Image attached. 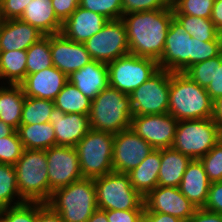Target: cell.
Wrapping results in <instances>:
<instances>
[{
	"mask_svg": "<svg viewBox=\"0 0 222 222\" xmlns=\"http://www.w3.org/2000/svg\"><path fill=\"white\" fill-rule=\"evenodd\" d=\"M173 18L172 7L123 15L130 54L158 61Z\"/></svg>",
	"mask_w": 222,
	"mask_h": 222,
	"instance_id": "6da1fadb",
	"label": "cell"
},
{
	"mask_svg": "<svg viewBox=\"0 0 222 222\" xmlns=\"http://www.w3.org/2000/svg\"><path fill=\"white\" fill-rule=\"evenodd\" d=\"M168 113L177 121L212 118L213 101L205 87L183 72H171Z\"/></svg>",
	"mask_w": 222,
	"mask_h": 222,
	"instance_id": "7a4b0ae2",
	"label": "cell"
},
{
	"mask_svg": "<svg viewBox=\"0 0 222 222\" xmlns=\"http://www.w3.org/2000/svg\"><path fill=\"white\" fill-rule=\"evenodd\" d=\"M133 116L130 96L108 86L92 101L89 112L91 129L116 134L130 128Z\"/></svg>",
	"mask_w": 222,
	"mask_h": 222,
	"instance_id": "3957f363",
	"label": "cell"
},
{
	"mask_svg": "<svg viewBox=\"0 0 222 222\" xmlns=\"http://www.w3.org/2000/svg\"><path fill=\"white\" fill-rule=\"evenodd\" d=\"M47 204L63 222H87L98 209L94 179L82 178L55 190Z\"/></svg>",
	"mask_w": 222,
	"mask_h": 222,
	"instance_id": "277c9868",
	"label": "cell"
},
{
	"mask_svg": "<svg viewBox=\"0 0 222 222\" xmlns=\"http://www.w3.org/2000/svg\"><path fill=\"white\" fill-rule=\"evenodd\" d=\"M46 150L24 149L14 165L16 182L25 202L47 203L51 197Z\"/></svg>",
	"mask_w": 222,
	"mask_h": 222,
	"instance_id": "5b68a950",
	"label": "cell"
},
{
	"mask_svg": "<svg viewBox=\"0 0 222 222\" xmlns=\"http://www.w3.org/2000/svg\"><path fill=\"white\" fill-rule=\"evenodd\" d=\"M221 139L220 128L212 118L180 120L172 148L192 160H199Z\"/></svg>",
	"mask_w": 222,
	"mask_h": 222,
	"instance_id": "8992f818",
	"label": "cell"
},
{
	"mask_svg": "<svg viewBox=\"0 0 222 222\" xmlns=\"http://www.w3.org/2000/svg\"><path fill=\"white\" fill-rule=\"evenodd\" d=\"M114 134L91 129L75 146L83 178H97L114 171Z\"/></svg>",
	"mask_w": 222,
	"mask_h": 222,
	"instance_id": "52a82bcc",
	"label": "cell"
},
{
	"mask_svg": "<svg viewBox=\"0 0 222 222\" xmlns=\"http://www.w3.org/2000/svg\"><path fill=\"white\" fill-rule=\"evenodd\" d=\"M94 184L98 209H145L144 197L133 188L128 174L113 171L94 178Z\"/></svg>",
	"mask_w": 222,
	"mask_h": 222,
	"instance_id": "ba28073f",
	"label": "cell"
},
{
	"mask_svg": "<svg viewBox=\"0 0 222 222\" xmlns=\"http://www.w3.org/2000/svg\"><path fill=\"white\" fill-rule=\"evenodd\" d=\"M109 86L130 95L160 68L158 61L127 54L107 63Z\"/></svg>",
	"mask_w": 222,
	"mask_h": 222,
	"instance_id": "9c48e42d",
	"label": "cell"
},
{
	"mask_svg": "<svg viewBox=\"0 0 222 222\" xmlns=\"http://www.w3.org/2000/svg\"><path fill=\"white\" fill-rule=\"evenodd\" d=\"M171 72L159 69L129 96L133 116L168 113Z\"/></svg>",
	"mask_w": 222,
	"mask_h": 222,
	"instance_id": "30bf717a",
	"label": "cell"
},
{
	"mask_svg": "<svg viewBox=\"0 0 222 222\" xmlns=\"http://www.w3.org/2000/svg\"><path fill=\"white\" fill-rule=\"evenodd\" d=\"M84 45L93 60L104 63L130 53L127 30L122 19L109 20Z\"/></svg>",
	"mask_w": 222,
	"mask_h": 222,
	"instance_id": "8fae6325",
	"label": "cell"
},
{
	"mask_svg": "<svg viewBox=\"0 0 222 222\" xmlns=\"http://www.w3.org/2000/svg\"><path fill=\"white\" fill-rule=\"evenodd\" d=\"M158 64L160 69L170 72H184L193 65V38L175 18L170 23Z\"/></svg>",
	"mask_w": 222,
	"mask_h": 222,
	"instance_id": "7c38bea8",
	"label": "cell"
},
{
	"mask_svg": "<svg viewBox=\"0 0 222 222\" xmlns=\"http://www.w3.org/2000/svg\"><path fill=\"white\" fill-rule=\"evenodd\" d=\"M51 194L83 178L75 147L53 146L46 149Z\"/></svg>",
	"mask_w": 222,
	"mask_h": 222,
	"instance_id": "4fadbf2b",
	"label": "cell"
},
{
	"mask_svg": "<svg viewBox=\"0 0 222 222\" xmlns=\"http://www.w3.org/2000/svg\"><path fill=\"white\" fill-rule=\"evenodd\" d=\"M178 122L170 113L132 116L130 129L154 149L171 148Z\"/></svg>",
	"mask_w": 222,
	"mask_h": 222,
	"instance_id": "5bb4252c",
	"label": "cell"
},
{
	"mask_svg": "<svg viewBox=\"0 0 222 222\" xmlns=\"http://www.w3.org/2000/svg\"><path fill=\"white\" fill-rule=\"evenodd\" d=\"M154 148L132 129L114 134L112 166L114 172L127 174L136 168Z\"/></svg>",
	"mask_w": 222,
	"mask_h": 222,
	"instance_id": "9a60e30c",
	"label": "cell"
},
{
	"mask_svg": "<svg viewBox=\"0 0 222 222\" xmlns=\"http://www.w3.org/2000/svg\"><path fill=\"white\" fill-rule=\"evenodd\" d=\"M145 210L172 215L188 220L197 210L180 191L179 187L157 186L143 199Z\"/></svg>",
	"mask_w": 222,
	"mask_h": 222,
	"instance_id": "2e32d148",
	"label": "cell"
},
{
	"mask_svg": "<svg viewBox=\"0 0 222 222\" xmlns=\"http://www.w3.org/2000/svg\"><path fill=\"white\" fill-rule=\"evenodd\" d=\"M52 64L68 77L93 59L84 43L67 39L62 33L50 35Z\"/></svg>",
	"mask_w": 222,
	"mask_h": 222,
	"instance_id": "e0dca14e",
	"label": "cell"
},
{
	"mask_svg": "<svg viewBox=\"0 0 222 222\" xmlns=\"http://www.w3.org/2000/svg\"><path fill=\"white\" fill-rule=\"evenodd\" d=\"M49 122L55 130L56 145L75 147L91 130L89 115L64 113L54 107Z\"/></svg>",
	"mask_w": 222,
	"mask_h": 222,
	"instance_id": "ac0fdd59",
	"label": "cell"
},
{
	"mask_svg": "<svg viewBox=\"0 0 222 222\" xmlns=\"http://www.w3.org/2000/svg\"><path fill=\"white\" fill-rule=\"evenodd\" d=\"M68 76L55 66L26 75L20 83L26 97L54 101L68 82Z\"/></svg>",
	"mask_w": 222,
	"mask_h": 222,
	"instance_id": "d6986e66",
	"label": "cell"
},
{
	"mask_svg": "<svg viewBox=\"0 0 222 222\" xmlns=\"http://www.w3.org/2000/svg\"><path fill=\"white\" fill-rule=\"evenodd\" d=\"M45 35L20 19L1 20L0 51L27 50Z\"/></svg>",
	"mask_w": 222,
	"mask_h": 222,
	"instance_id": "ffe728a7",
	"label": "cell"
},
{
	"mask_svg": "<svg viewBox=\"0 0 222 222\" xmlns=\"http://www.w3.org/2000/svg\"><path fill=\"white\" fill-rule=\"evenodd\" d=\"M109 20L80 6L63 23L61 33L69 40L84 43L100 31Z\"/></svg>",
	"mask_w": 222,
	"mask_h": 222,
	"instance_id": "44dd1931",
	"label": "cell"
},
{
	"mask_svg": "<svg viewBox=\"0 0 222 222\" xmlns=\"http://www.w3.org/2000/svg\"><path fill=\"white\" fill-rule=\"evenodd\" d=\"M68 80L83 95L93 100L103 89L109 86L107 63L93 60L73 72Z\"/></svg>",
	"mask_w": 222,
	"mask_h": 222,
	"instance_id": "7402d4cb",
	"label": "cell"
},
{
	"mask_svg": "<svg viewBox=\"0 0 222 222\" xmlns=\"http://www.w3.org/2000/svg\"><path fill=\"white\" fill-rule=\"evenodd\" d=\"M211 182L200 160H191L179 186L181 193L197 208H204Z\"/></svg>",
	"mask_w": 222,
	"mask_h": 222,
	"instance_id": "603a6c76",
	"label": "cell"
},
{
	"mask_svg": "<svg viewBox=\"0 0 222 222\" xmlns=\"http://www.w3.org/2000/svg\"><path fill=\"white\" fill-rule=\"evenodd\" d=\"M19 19L37 28L45 36L62 31L63 23L55 15L52 0H32Z\"/></svg>",
	"mask_w": 222,
	"mask_h": 222,
	"instance_id": "cb8c5ba5",
	"label": "cell"
},
{
	"mask_svg": "<svg viewBox=\"0 0 222 222\" xmlns=\"http://www.w3.org/2000/svg\"><path fill=\"white\" fill-rule=\"evenodd\" d=\"M160 164L161 149H154L136 168L127 173L131 185L142 197L158 186Z\"/></svg>",
	"mask_w": 222,
	"mask_h": 222,
	"instance_id": "d4e9b609",
	"label": "cell"
},
{
	"mask_svg": "<svg viewBox=\"0 0 222 222\" xmlns=\"http://www.w3.org/2000/svg\"><path fill=\"white\" fill-rule=\"evenodd\" d=\"M191 158L171 148L161 149V164L158 173V185L179 187L183 174Z\"/></svg>",
	"mask_w": 222,
	"mask_h": 222,
	"instance_id": "484cf974",
	"label": "cell"
},
{
	"mask_svg": "<svg viewBox=\"0 0 222 222\" xmlns=\"http://www.w3.org/2000/svg\"><path fill=\"white\" fill-rule=\"evenodd\" d=\"M25 98L20 84H0V120L17 130Z\"/></svg>",
	"mask_w": 222,
	"mask_h": 222,
	"instance_id": "4316f807",
	"label": "cell"
},
{
	"mask_svg": "<svg viewBox=\"0 0 222 222\" xmlns=\"http://www.w3.org/2000/svg\"><path fill=\"white\" fill-rule=\"evenodd\" d=\"M17 132L24 149L46 150L56 146L55 130L50 122L20 125Z\"/></svg>",
	"mask_w": 222,
	"mask_h": 222,
	"instance_id": "83f0119b",
	"label": "cell"
},
{
	"mask_svg": "<svg viewBox=\"0 0 222 222\" xmlns=\"http://www.w3.org/2000/svg\"><path fill=\"white\" fill-rule=\"evenodd\" d=\"M26 50L0 51V83L20 84L26 77Z\"/></svg>",
	"mask_w": 222,
	"mask_h": 222,
	"instance_id": "f1b7e54d",
	"label": "cell"
},
{
	"mask_svg": "<svg viewBox=\"0 0 222 222\" xmlns=\"http://www.w3.org/2000/svg\"><path fill=\"white\" fill-rule=\"evenodd\" d=\"M184 27L186 33L200 41H222V34L216 29L211 19L192 15H173Z\"/></svg>",
	"mask_w": 222,
	"mask_h": 222,
	"instance_id": "f546056e",
	"label": "cell"
},
{
	"mask_svg": "<svg viewBox=\"0 0 222 222\" xmlns=\"http://www.w3.org/2000/svg\"><path fill=\"white\" fill-rule=\"evenodd\" d=\"M91 101L68 81L54 100L55 107L64 113L89 115Z\"/></svg>",
	"mask_w": 222,
	"mask_h": 222,
	"instance_id": "4dcf8cb0",
	"label": "cell"
},
{
	"mask_svg": "<svg viewBox=\"0 0 222 222\" xmlns=\"http://www.w3.org/2000/svg\"><path fill=\"white\" fill-rule=\"evenodd\" d=\"M25 203L19 194L13 165L0 163V209Z\"/></svg>",
	"mask_w": 222,
	"mask_h": 222,
	"instance_id": "1f68e13d",
	"label": "cell"
},
{
	"mask_svg": "<svg viewBox=\"0 0 222 222\" xmlns=\"http://www.w3.org/2000/svg\"><path fill=\"white\" fill-rule=\"evenodd\" d=\"M54 107L55 104L52 100L26 97L22 107L21 125L49 122Z\"/></svg>",
	"mask_w": 222,
	"mask_h": 222,
	"instance_id": "d6a6232c",
	"label": "cell"
},
{
	"mask_svg": "<svg viewBox=\"0 0 222 222\" xmlns=\"http://www.w3.org/2000/svg\"><path fill=\"white\" fill-rule=\"evenodd\" d=\"M26 75L52 67L50 35L44 36L27 50Z\"/></svg>",
	"mask_w": 222,
	"mask_h": 222,
	"instance_id": "836d02e7",
	"label": "cell"
},
{
	"mask_svg": "<svg viewBox=\"0 0 222 222\" xmlns=\"http://www.w3.org/2000/svg\"><path fill=\"white\" fill-rule=\"evenodd\" d=\"M215 0H176L173 15H192L210 19Z\"/></svg>",
	"mask_w": 222,
	"mask_h": 222,
	"instance_id": "e575fe53",
	"label": "cell"
},
{
	"mask_svg": "<svg viewBox=\"0 0 222 222\" xmlns=\"http://www.w3.org/2000/svg\"><path fill=\"white\" fill-rule=\"evenodd\" d=\"M79 6L108 20L122 19L123 16L121 0H80Z\"/></svg>",
	"mask_w": 222,
	"mask_h": 222,
	"instance_id": "d590c367",
	"label": "cell"
},
{
	"mask_svg": "<svg viewBox=\"0 0 222 222\" xmlns=\"http://www.w3.org/2000/svg\"><path fill=\"white\" fill-rule=\"evenodd\" d=\"M0 218L4 222H37V202L2 208Z\"/></svg>",
	"mask_w": 222,
	"mask_h": 222,
	"instance_id": "8d00e7d4",
	"label": "cell"
},
{
	"mask_svg": "<svg viewBox=\"0 0 222 222\" xmlns=\"http://www.w3.org/2000/svg\"><path fill=\"white\" fill-rule=\"evenodd\" d=\"M199 160L211 183L222 181V139Z\"/></svg>",
	"mask_w": 222,
	"mask_h": 222,
	"instance_id": "74e56055",
	"label": "cell"
},
{
	"mask_svg": "<svg viewBox=\"0 0 222 222\" xmlns=\"http://www.w3.org/2000/svg\"><path fill=\"white\" fill-rule=\"evenodd\" d=\"M24 147L17 130L0 139V163L15 165L23 153Z\"/></svg>",
	"mask_w": 222,
	"mask_h": 222,
	"instance_id": "f35d334b",
	"label": "cell"
},
{
	"mask_svg": "<svg viewBox=\"0 0 222 222\" xmlns=\"http://www.w3.org/2000/svg\"><path fill=\"white\" fill-rule=\"evenodd\" d=\"M216 57L210 58L188 67L183 73L201 87H207L213 80Z\"/></svg>",
	"mask_w": 222,
	"mask_h": 222,
	"instance_id": "ab89813d",
	"label": "cell"
},
{
	"mask_svg": "<svg viewBox=\"0 0 222 222\" xmlns=\"http://www.w3.org/2000/svg\"><path fill=\"white\" fill-rule=\"evenodd\" d=\"M222 54V41H200L193 38V64Z\"/></svg>",
	"mask_w": 222,
	"mask_h": 222,
	"instance_id": "60d3db41",
	"label": "cell"
},
{
	"mask_svg": "<svg viewBox=\"0 0 222 222\" xmlns=\"http://www.w3.org/2000/svg\"><path fill=\"white\" fill-rule=\"evenodd\" d=\"M123 15L172 7L170 0H121Z\"/></svg>",
	"mask_w": 222,
	"mask_h": 222,
	"instance_id": "b9f144b4",
	"label": "cell"
},
{
	"mask_svg": "<svg viewBox=\"0 0 222 222\" xmlns=\"http://www.w3.org/2000/svg\"><path fill=\"white\" fill-rule=\"evenodd\" d=\"M32 0H0L1 20L19 19Z\"/></svg>",
	"mask_w": 222,
	"mask_h": 222,
	"instance_id": "7bdbcfd3",
	"label": "cell"
},
{
	"mask_svg": "<svg viewBox=\"0 0 222 222\" xmlns=\"http://www.w3.org/2000/svg\"><path fill=\"white\" fill-rule=\"evenodd\" d=\"M144 210H106V217L109 222H141Z\"/></svg>",
	"mask_w": 222,
	"mask_h": 222,
	"instance_id": "ee69618b",
	"label": "cell"
},
{
	"mask_svg": "<svg viewBox=\"0 0 222 222\" xmlns=\"http://www.w3.org/2000/svg\"><path fill=\"white\" fill-rule=\"evenodd\" d=\"M204 209L222 214V181L211 183Z\"/></svg>",
	"mask_w": 222,
	"mask_h": 222,
	"instance_id": "f6af8a7d",
	"label": "cell"
},
{
	"mask_svg": "<svg viewBox=\"0 0 222 222\" xmlns=\"http://www.w3.org/2000/svg\"><path fill=\"white\" fill-rule=\"evenodd\" d=\"M205 89L212 101L222 96V54L216 56L214 77L212 82Z\"/></svg>",
	"mask_w": 222,
	"mask_h": 222,
	"instance_id": "bcb514c9",
	"label": "cell"
},
{
	"mask_svg": "<svg viewBox=\"0 0 222 222\" xmlns=\"http://www.w3.org/2000/svg\"><path fill=\"white\" fill-rule=\"evenodd\" d=\"M80 0H52V6L57 18L64 23L78 8Z\"/></svg>",
	"mask_w": 222,
	"mask_h": 222,
	"instance_id": "7dc6e473",
	"label": "cell"
},
{
	"mask_svg": "<svg viewBox=\"0 0 222 222\" xmlns=\"http://www.w3.org/2000/svg\"><path fill=\"white\" fill-rule=\"evenodd\" d=\"M37 222H63L47 203L37 202Z\"/></svg>",
	"mask_w": 222,
	"mask_h": 222,
	"instance_id": "c3c4849f",
	"label": "cell"
},
{
	"mask_svg": "<svg viewBox=\"0 0 222 222\" xmlns=\"http://www.w3.org/2000/svg\"><path fill=\"white\" fill-rule=\"evenodd\" d=\"M190 222H222V214L197 208L195 213L188 219Z\"/></svg>",
	"mask_w": 222,
	"mask_h": 222,
	"instance_id": "681fc988",
	"label": "cell"
},
{
	"mask_svg": "<svg viewBox=\"0 0 222 222\" xmlns=\"http://www.w3.org/2000/svg\"><path fill=\"white\" fill-rule=\"evenodd\" d=\"M182 220L165 213L144 210L141 222H181Z\"/></svg>",
	"mask_w": 222,
	"mask_h": 222,
	"instance_id": "f907efd6",
	"label": "cell"
},
{
	"mask_svg": "<svg viewBox=\"0 0 222 222\" xmlns=\"http://www.w3.org/2000/svg\"><path fill=\"white\" fill-rule=\"evenodd\" d=\"M216 29L222 34V0H215L210 18Z\"/></svg>",
	"mask_w": 222,
	"mask_h": 222,
	"instance_id": "816d5d0a",
	"label": "cell"
},
{
	"mask_svg": "<svg viewBox=\"0 0 222 222\" xmlns=\"http://www.w3.org/2000/svg\"><path fill=\"white\" fill-rule=\"evenodd\" d=\"M212 119L219 126L222 133V96L213 101V114Z\"/></svg>",
	"mask_w": 222,
	"mask_h": 222,
	"instance_id": "f5cc1de1",
	"label": "cell"
},
{
	"mask_svg": "<svg viewBox=\"0 0 222 222\" xmlns=\"http://www.w3.org/2000/svg\"><path fill=\"white\" fill-rule=\"evenodd\" d=\"M87 222H109L106 217V210L96 209Z\"/></svg>",
	"mask_w": 222,
	"mask_h": 222,
	"instance_id": "db71d44e",
	"label": "cell"
},
{
	"mask_svg": "<svg viewBox=\"0 0 222 222\" xmlns=\"http://www.w3.org/2000/svg\"><path fill=\"white\" fill-rule=\"evenodd\" d=\"M15 131V128L0 120V139L12 135Z\"/></svg>",
	"mask_w": 222,
	"mask_h": 222,
	"instance_id": "11a10c76",
	"label": "cell"
},
{
	"mask_svg": "<svg viewBox=\"0 0 222 222\" xmlns=\"http://www.w3.org/2000/svg\"><path fill=\"white\" fill-rule=\"evenodd\" d=\"M181 222H190L189 220H182Z\"/></svg>",
	"mask_w": 222,
	"mask_h": 222,
	"instance_id": "9f6ffc18",
	"label": "cell"
}]
</instances>
